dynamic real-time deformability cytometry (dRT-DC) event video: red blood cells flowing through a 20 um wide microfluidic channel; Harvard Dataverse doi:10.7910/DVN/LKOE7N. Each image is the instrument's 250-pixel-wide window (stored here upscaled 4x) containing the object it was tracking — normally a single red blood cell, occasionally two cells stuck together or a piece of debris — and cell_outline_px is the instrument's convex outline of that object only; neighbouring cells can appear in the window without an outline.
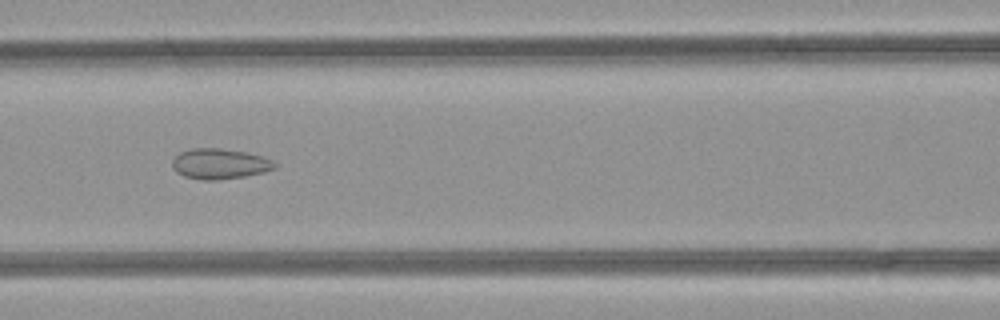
{"species": "common noctule bat (a hibernating species)", "species_latin": "Nyctalus noctula", "temperature_condition": "room temperature", "stored_images_in_passage": 4, "camera_frame_rate_fps": 3000, "um_per_image_px": 0.085, "animal": {"sex": "female", "body_mass_g": 21.9}, "frame": {"image": 1, "passage_image": 4, "time_ms": 1.0, "image_size_px": [1000, 320], "cell_outline_px": [[276, 168], [264, 172], [244, 176], [216, 180], [204, 180], [184, 176], [176, 172], [172, 168], [172, 160], [180, 152], [192, 148], [220, 148], [244, 152], [264, 156], [272, 160], [276, 164]], "centroid_in_image_um": [18.67, 13.92], "position_along_channel_um": 147.9, "area_um2": 18.15}}